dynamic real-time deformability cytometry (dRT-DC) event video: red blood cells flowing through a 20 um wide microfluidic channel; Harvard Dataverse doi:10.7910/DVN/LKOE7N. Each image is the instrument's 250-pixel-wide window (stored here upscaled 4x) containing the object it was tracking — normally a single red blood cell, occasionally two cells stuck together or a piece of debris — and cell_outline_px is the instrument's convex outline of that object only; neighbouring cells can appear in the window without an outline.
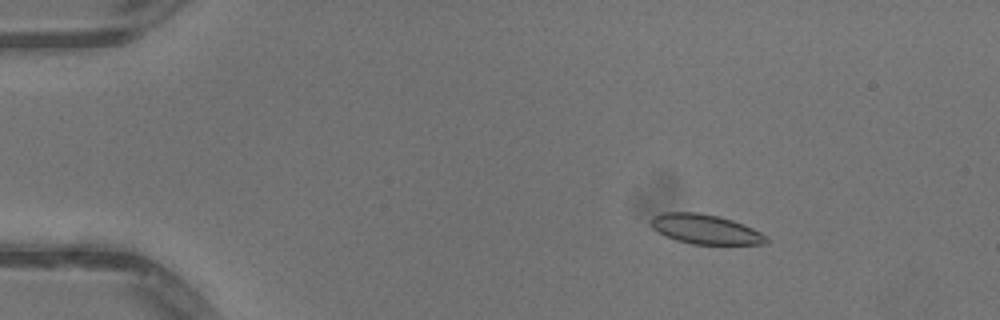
{"species": "common noctule bat (a hibernating species)", "species_latin": "Nyctalus noctula", "temperature_condition": "warm", "stored_images_in_passage": 51, "camera_frame_rate_fps": 3000, "um_per_image_px": 0.085, "animal": {"sex": "male", "body_mass_g": 13.3}, "frame": {"image": 1, "passage_image": 8, "time_ms": 2.333, "image_size_px": [1000, 320], "cell_outline_px": [[768, 240], [764, 244], [692, 244], [676, 240], [652, 228], [648, 220], [652, 216], [664, 212], [700, 212], [732, 220], [744, 224], [768, 236]], "centroid_in_image_um": [59.94, 19.47], "position_along_channel_um": 25.1, "area_um2": 19.88}}
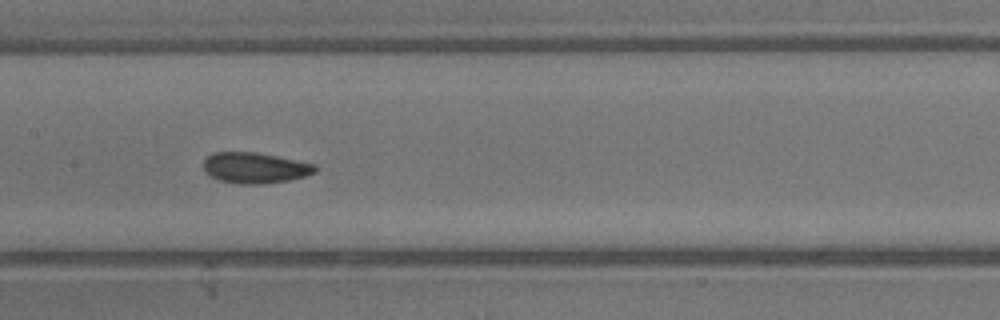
{"frame": {"image": 2, "passage_image": 26, "time_ms": 8.333, "image_size_px": [1000, 320], "cell_outline_px": [[316, 172], [304, 176], [288, 180], [264, 184], [240, 184], [216, 180], [204, 172], [204, 160], [208, 156], [216, 152], [256, 152], [316, 164]], "centroid_in_image_um": [21.65, 14.27], "position_along_channel_um": 185.8, "area_um2": 20.06}}
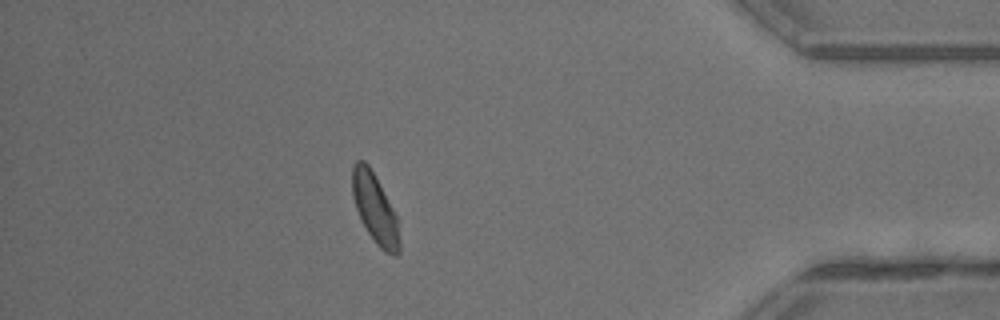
{"frame": {"image": 3, "passage_image": 45, "time_ms": 14.667, "image_size_px": [1000, 320], "cell_outline_px": [[400, 252], [396, 256], [384, 252], [376, 244], [368, 232], [356, 208], [352, 196], [352, 164], [356, 160], [364, 160], [368, 164], [396, 212], [400, 240]], "centroid_in_image_um": [31.88, 17.73], "position_along_channel_um": 403.3, "area_um2": 19.19}, "authors_computed_cell_mechanics": {"area_um2": 19.9988, "velocity_mm_per_s": 4.0991, "shape_relaxation_time_tau1_ms": 3.757, "shape_relaxation_time_tau2_ms": 1.6168, "deformation_change_tau1": 0.0886, "deformation_change_tau2": 0.073}}